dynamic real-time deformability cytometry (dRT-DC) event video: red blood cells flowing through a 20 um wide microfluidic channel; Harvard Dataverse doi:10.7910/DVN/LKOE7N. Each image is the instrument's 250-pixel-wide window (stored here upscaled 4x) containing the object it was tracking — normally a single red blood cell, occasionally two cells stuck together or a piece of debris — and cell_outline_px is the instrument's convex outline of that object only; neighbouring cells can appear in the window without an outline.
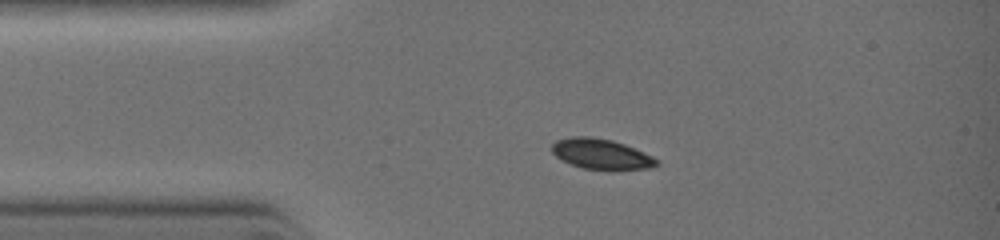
{"species": "common noctule bat (a hibernating species)", "species_latin": "Nyctalus noctula", "temperature_condition": "warm", "stored_images_in_passage": 4, "camera_frame_rate_fps": 3000, "um_per_image_px": 0.085, "animal": {"sex": "female", "body_mass_g": 19.0, "forearm_length_mm": 51.5}, "frame": {"image": 1, "passage_image": 3, "time_ms": 1.667, "image_size_px": [1000, 240], "cell_outline_px": [[660, 164], [648, 168], [580, 168], [556, 156], [552, 152], [552, 144], [556, 140], [576, 136], [588, 136], [612, 140], [624, 144], [652, 156]], "centroid_in_image_um": [51.06, 13.06], "position_along_channel_um": 33.9, "area_um2": 17.8}}